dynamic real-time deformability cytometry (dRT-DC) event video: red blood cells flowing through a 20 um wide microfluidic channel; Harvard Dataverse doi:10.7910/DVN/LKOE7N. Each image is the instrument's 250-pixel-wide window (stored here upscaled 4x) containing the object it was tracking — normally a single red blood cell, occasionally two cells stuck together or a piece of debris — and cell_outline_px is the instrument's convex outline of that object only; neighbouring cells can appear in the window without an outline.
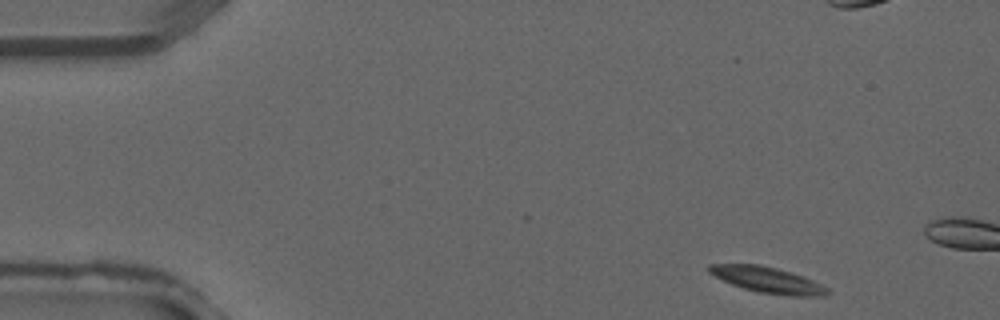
{"species": "common noctule bat (a hibernating species)", "species_latin": "Nyctalus noctula", "temperature_condition": "warm", "stored_images_in_passage": 3, "camera_frame_rate_fps": 3000, "um_per_image_px": 0.085, "animal": {"sex": "male", "forearm_length_mm": 52.5}, "frame": {"image": 1, "passage_image": 1, "time_ms": 0.0, "image_size_px": [1000, 320], "cell_outline_px": [[832, 292], [824, 296], [788, 296], [760, 292], [744, 288], [732, 284], [708, 272], [708, 264], [760, 264], [792, 272], [804, 276], [828, 288]], "centroid_in_image_um": [65.29, 23.79], "position_along_channel_um": 19.7, "area_um2": 17.8}}